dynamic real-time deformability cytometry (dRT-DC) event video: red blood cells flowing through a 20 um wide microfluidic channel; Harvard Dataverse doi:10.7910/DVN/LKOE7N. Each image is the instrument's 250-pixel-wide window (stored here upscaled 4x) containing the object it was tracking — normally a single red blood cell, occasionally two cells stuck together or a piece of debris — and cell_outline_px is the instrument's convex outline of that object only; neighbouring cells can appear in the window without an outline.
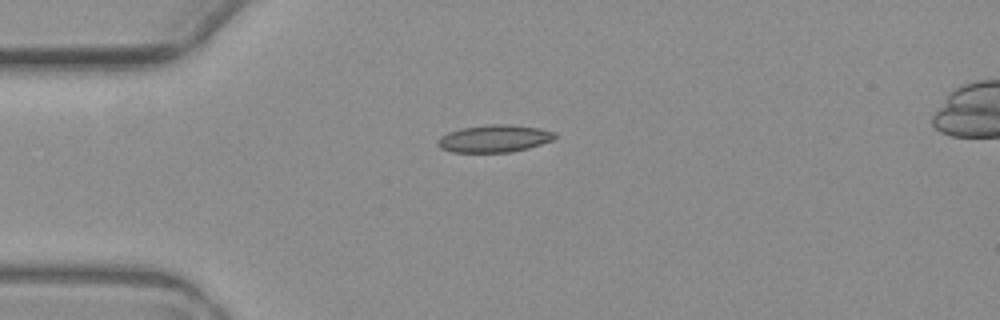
{"species": "common noctule bat (a hibernating species)", "species_latin": "Nyctalus noctula", "temperature_condition": "warm", "stored_images_in_passage": 6, "camera_frame_rate_fps": 3000, "um_per_image_px": 0.085, "animal": {"sex": "female", "body_mass_g": 19.3, "forearm_length_mm": 54.1}, "frame": {"image": 1, "passage_image": 1, "time_ms": 0.0, "image_size_px": [1000, 320], "cell_outline_px": [[556, 136], [552, 140], [528, 148], [512, 152], [452, 152], [440, 148], [436, 144], [436, 140], [440, 136], [448, 132], [460, 128], [488, 124], [508, 124], [540, 128], [556, 132]], "centroid_in_image_um": [41.98, 11.77], "position_along_channel_um": 43.0, "area_um2": 18.84}}
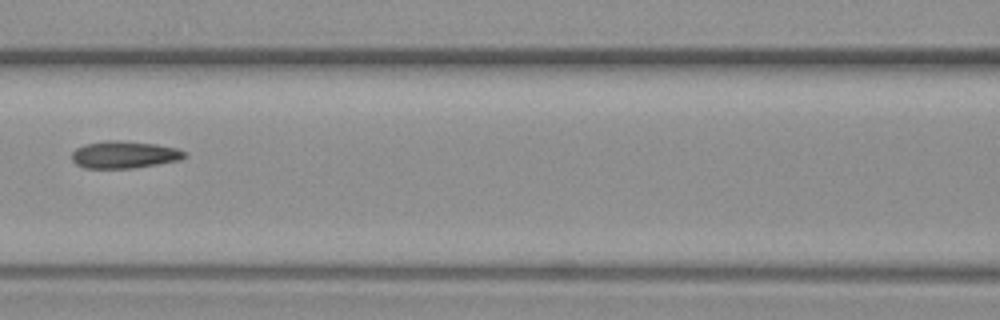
{"frame": {"image": 2, "passage_image": 4, "time_ms": 3.667, "image_size_px": [1000, 320], "cell_outline_px": [[188, 156], [180, 160], [132, 168], [84, 168], [76, 164], [72, 160], [72, 152], [76, 148], [84, 144], [104, 140], [116, 140], [156, 144], [176, 148], [188, 152]], "centroid_in_image_um": [10.56, 13.14], "position_along_channel_um": 156.0, "area_um2": 17.98}}
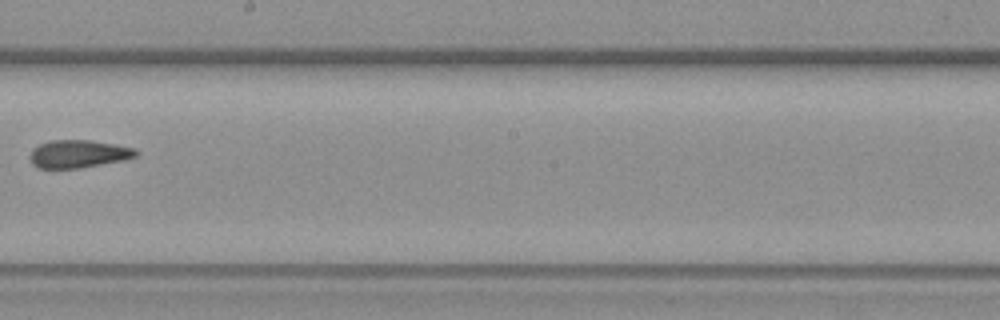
{"frame": {"image": 3, "passage_image": 6, "time_ms": 6.0, "image_size_px": [1000, 320], "cell_outline_px": [[136, 156], [124, 160], [80, 168], [40, 168], [32, 164], [28, 156], [32, 148], [48, 140], [88, 140], [116, 144], [136, 148]], "centroid_in_image_um": [6.63, 13.07], "position_along_channel_um": 241.6, "area_um2": 17.28}}